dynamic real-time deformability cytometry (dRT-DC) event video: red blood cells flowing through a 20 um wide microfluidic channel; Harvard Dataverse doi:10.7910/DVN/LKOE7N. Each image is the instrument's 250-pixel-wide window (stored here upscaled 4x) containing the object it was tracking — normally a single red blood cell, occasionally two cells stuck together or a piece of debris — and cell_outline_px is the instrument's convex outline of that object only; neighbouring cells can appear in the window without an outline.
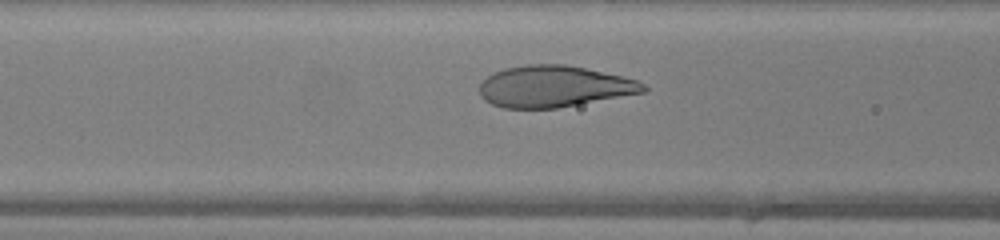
{"species": "human", "species_latin": "Homo sapiens", "temperature_condition": "warm", "stored_images_in_passage": 8, "camera_frame_rate_fps": 3000, "um_per_image_px": 0.085, "donor": {"sex": "female"}, "frame": {"image": 1, "passage_image": 6, "time_ms": 1.667, "image_size_px": [1000, 240], "cell_outline_px": [[648, 88], [644, 92], [556, 108], [504, 108], [492, 104], [484, 100], [480, 96], [480, 84], [492, 72], [504, 68], [528, 64], [564, 64], [624, 76], [636, 80], [644, 84]], "centroid_in_image_um": [47.06, 7.34], "position_along_channel_um": 119.5, "area_um2": 39.42}}